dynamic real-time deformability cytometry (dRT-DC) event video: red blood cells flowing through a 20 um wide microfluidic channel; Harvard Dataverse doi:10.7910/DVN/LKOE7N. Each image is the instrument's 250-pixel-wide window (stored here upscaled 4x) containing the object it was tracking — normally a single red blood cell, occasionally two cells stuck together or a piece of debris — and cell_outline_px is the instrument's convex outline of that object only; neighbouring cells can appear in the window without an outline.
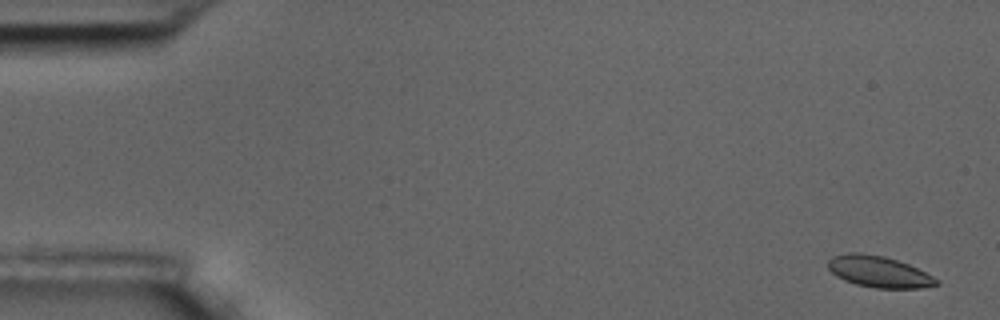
{"species": "common noctule bat (a hibernating species)", "species_latin": "Nyctalus noctula", "temperature_condition": "room temperature", "stored_images_in_passage": 7, "camera_frame_rate_fps": 3000, "um_per_image_px": 0.085, "animal": {"sex": "male", "body_mass_g": 17.5, "forearm_length_mm": 52.3}, "frame": {"image": 1, "passage_image": 1, "time_ms": 0.0, "image_size_px": [1000, 320], "cell_outline_px": [[940, 284], [920, 288], [876, 288], [856, 284], [844, 280], [836, 276], [828, 268], [828, 260], [832, 256], [848, 252], [860, 252], [884, 256], [908, 264], [940, 280]], "centroid_in_image_um": [74.68, 23.09], "position_along_channel_um": 10.3, "area_um2": 19.77}}
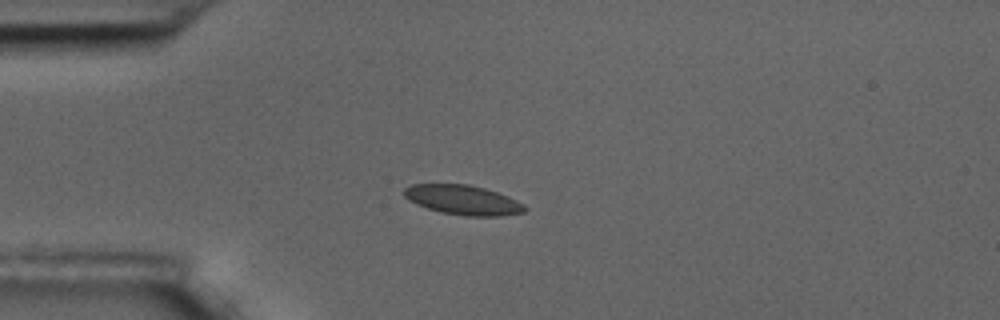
{"frame": {"image": 2, "passage_image": 4, "time_ms": 1.0, "image_size_px": [1000, 320], "cell_outline_px": [[528, 208], [524, 212], [504, 216], [464, 216], [440, 212], [416, 204], [408, 200], [404, 196], [404, 188], [412, 184], [468, 184], [484, 188], [508, 196], [524, 204]], "centroid_in_image_um": [39.36, 17.0], "position_along_channel_um": 45.6, "area_um2": 20.92}}